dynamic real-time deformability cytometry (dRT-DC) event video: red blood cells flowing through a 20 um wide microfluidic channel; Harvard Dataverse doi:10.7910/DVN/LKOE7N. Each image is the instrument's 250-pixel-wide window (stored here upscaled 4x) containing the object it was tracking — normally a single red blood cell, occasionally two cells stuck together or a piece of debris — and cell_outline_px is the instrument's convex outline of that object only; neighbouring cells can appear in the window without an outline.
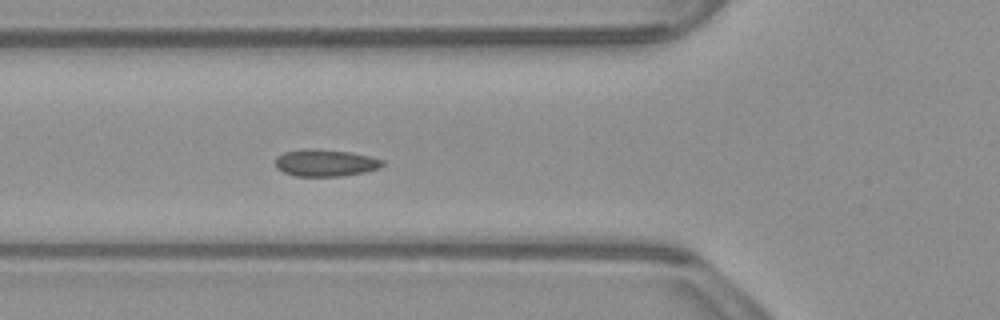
{"species": "common noctule bat (a hibernating species)", "species_latin": "Nyctalus noctula", "temperature_condition": "warm", "stored_images_in_passage": 26, "camera_frame_rate_fps": 3000, "um_per_image_px": 0.085, "animal": {"sex": "male", "body_mass_g": 23.1, "forearm_length_mm": 52.7}, "frame": {"image": 1, "passage_image": 3, "time_ms": 0.667, "image_size_px": [1000, 320], "cell_outline_px": [[384, 164], [380, 168], [364, 172], [340, 176], [296, 176], [284, 172], [276, 168], [276, 156], [284, 152], [304, 148], [312, 148], [348, 152], [368, 156], [384, 160]], "centroid_in_image_um": [27.63, 13.84], "position_along_channel_um": 98.2, "area_um2": 16.82}}
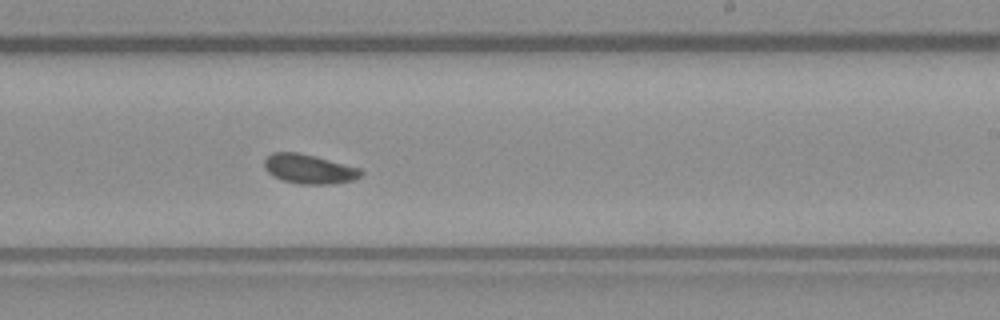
{"frame": {"image": 2, "passage_image": 16, "time_ms": 5.0, "image_size_px": [1000, 320], "cell_outline_px": [[364, 172], [356, 180], [332, 184], [300, 184], [284, 180], [272, 176], [264, 168], [264, 160], [272, 152], [300, 152], [316, 156], [360, 168]], "centroid_in_image_um": [26.28, 14.36], "position_along_channel_um": 262.7, "area_um2": 16.7}}
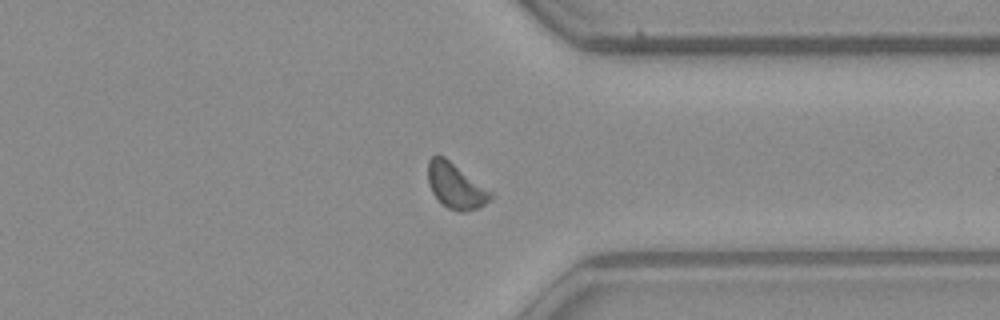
{"frame": {"image": 3, "passage_image": 25, "time_ms": 8.0, "image_size_px": [1000, 320], "cell_outline_px": [[492, 196], [480, 208], [464, 212], [460, 212], [448, 208], [432, 192], [428, 184], [428, 160], [432, 156], [444, 156], [492, 192]], "centroid_in_image_um": [38.72, 15.8], "position_along_channel_um": 372.7, "area_um2": 16.24}, "authors_computed_cell_mechanics": {"area_um2": 16.2996, "velocity_mm_per_s": 3.7898, "shape_relaxation_time_tau1_ms": 3.6462, "shape_relaxation_time_tau2_ms": null, "deformation_change_tau1": 0.073, "deformation_change_tau2": null}}